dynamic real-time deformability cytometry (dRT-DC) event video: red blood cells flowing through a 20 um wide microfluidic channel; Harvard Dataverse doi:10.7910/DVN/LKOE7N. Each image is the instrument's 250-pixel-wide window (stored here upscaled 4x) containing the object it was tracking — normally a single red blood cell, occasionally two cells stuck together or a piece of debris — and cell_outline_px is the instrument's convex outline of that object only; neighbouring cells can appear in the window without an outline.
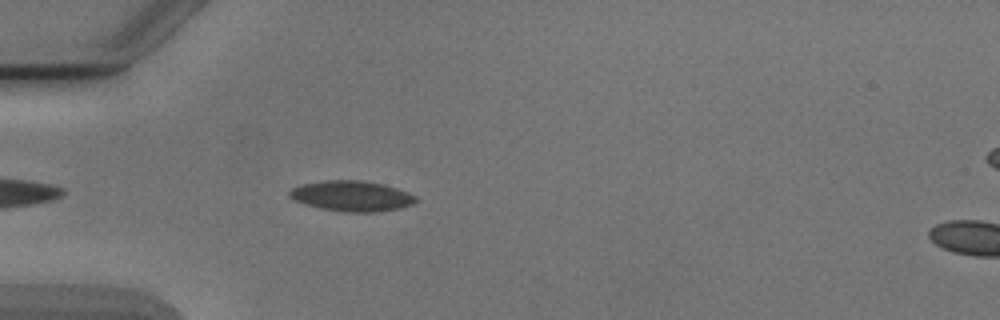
{"species": "Egyptian fruit bat (a non-hibernating species)", "species_latin": "Rousettus aegyptiacus", "temperature_condition": "cold", "stored_images_in_passage": 4, "camera_frame_rate_fps": 3000, "um_per_image_px": 0.085, "animal": {"sex": "male"}, "frame": {"image": 1, "passage_image": 4, "time_ms": 3.667, "image_size_px": [1000, 320], "cell_outline_px": [[420, 200], [412, 204], [400, 208], [376, 212], [344, 212], [320, 208], [304, 204], [288, 196], [288, 192], [292, 188], [304, 184], [328, 180], [360, 180], [384, 184], [408, 192], [416, 196]], "centroid_in_image_um": [29.93, 16.67], "position_along_channel_um": 55.1, "area_um2": 22.43}}